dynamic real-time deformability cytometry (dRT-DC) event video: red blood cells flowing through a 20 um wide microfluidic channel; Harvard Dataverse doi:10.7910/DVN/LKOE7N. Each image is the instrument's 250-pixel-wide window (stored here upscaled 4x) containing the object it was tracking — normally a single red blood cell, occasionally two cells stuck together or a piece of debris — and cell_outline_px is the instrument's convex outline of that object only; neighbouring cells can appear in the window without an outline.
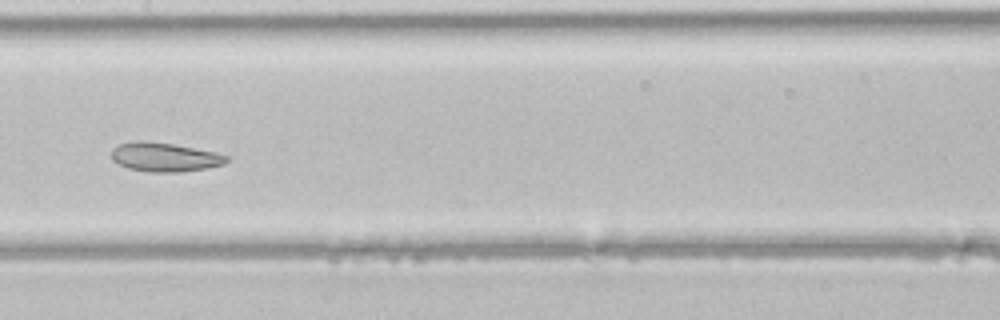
{"species": "common noctule bat (a hibernating species)", "species_latin": "Nyctalus noctula", "temperature_condition": "room temperature", "stored_images_in_passage": 28, "camera_frame_rate_fps": 3000, "um_per_image_px": 0.085, "animal": {"sex": "male", "body_mass_g": 21.5, "forearm_length_mm": 52.0}, "frame": {"image": 1, "passage_image": 13, "time_ms": 4.0, "image_size_px": [1000, 320], "cell_outline_px": [[228, 160], [224, 164], [204, 168], [180, 172], [152, 172], [128, 168], [112, 160], [112, 148], [120, 144], [136, 140], [144, 140], [172, 144], [216, 152], [228, 156]], "centroid_in_image_um": [13.98, 13.34], "position_along_channel_um": 193.4, "area_um2": 19.31}}
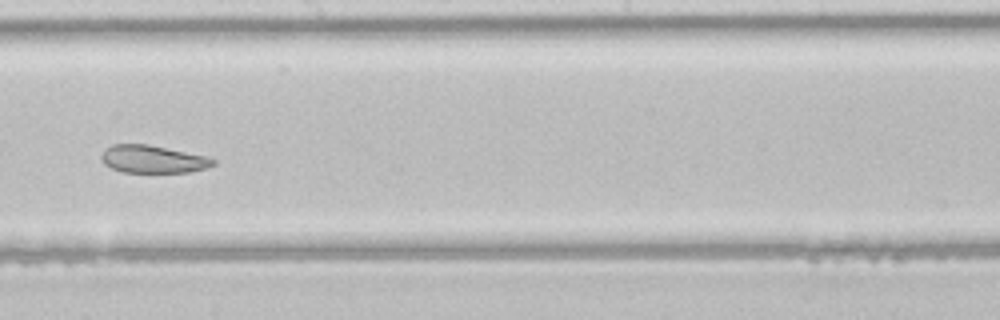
{"frame": {"image": 2, "passage_image": 16, "time_ms": 5.0, "image_size_px": [1000, 320], "cell_outline_px": [[216, 164], [208, 168], [188, 172], [124, 172], [112, 168], [104, 164], [100, 160], [100, 156], [104, 148], [112, 144], [148, 144], [208, 156], [216, 160]], "centroid_in_image_um": [13.0, 13.52], "position_along_channel_um": 235.2, "area_um2": 18.26}}